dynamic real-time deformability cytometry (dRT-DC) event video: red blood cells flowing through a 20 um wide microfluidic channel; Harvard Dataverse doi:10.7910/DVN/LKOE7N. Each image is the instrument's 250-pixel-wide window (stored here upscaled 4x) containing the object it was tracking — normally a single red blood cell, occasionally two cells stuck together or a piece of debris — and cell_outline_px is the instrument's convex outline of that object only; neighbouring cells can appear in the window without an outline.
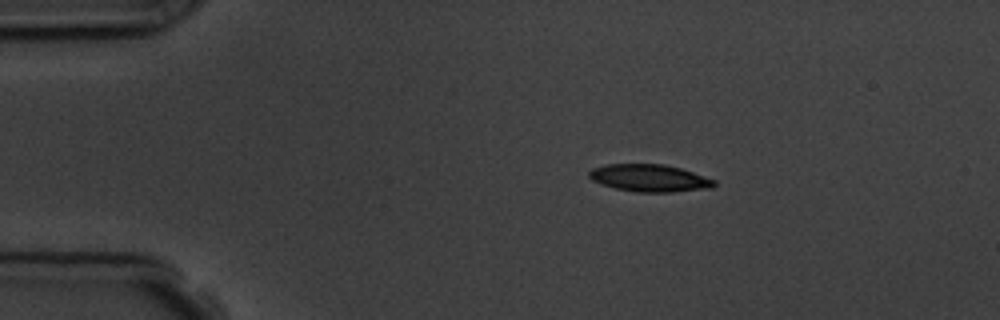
{"species": "common noctule bat (a hibernating species)", "species_latin": "Nyctalus noctula", "temperature_condition": "room temperature", "stored_images_in_passage": 6, "camera_frame_rate_fps": 3000, "um_per_image_px": 0.085, "animal": {"sex": "male", "body_mass_g": 19.5, "forearm_length_mm": 54.6}, "frame": {"image": 1, "passage_image": 2, "time_ms": 1.0, "image_size_px": [1000, 320], "cell_outline_px": [[716, 184], [712, 188], [672, 192], [636, 192], [612, 188], [600, 184], [592, 180], [588, 176], [588, 172], [592, 168], [604, 164], [664, 164], [680, 168], [716, 180]], "centroid_in_image_um": [55.17, 15.14], "position_along_channel_um": 29.8, "area_um2": 20.11}}
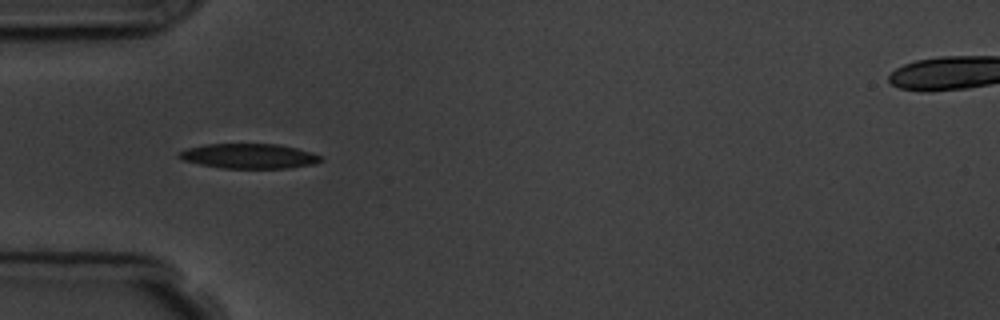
{"frame": {"image": 2, "passage_image": 4, "time_ms": 3.333, "image_size_px": [1000, 320], "cell_outline_px": [[324, 160], [312, 164], [288, 168], [224, 168], [200, 164], [180, 160], [176, 156], [180, 152], [188, 148], [208, 144], [280, 144], [312, 152], [324, 156]], "centroid_in_image_um": [21.2, 13.26], "position_along_channel_um": 63.8, "area_um2": 20.58}}